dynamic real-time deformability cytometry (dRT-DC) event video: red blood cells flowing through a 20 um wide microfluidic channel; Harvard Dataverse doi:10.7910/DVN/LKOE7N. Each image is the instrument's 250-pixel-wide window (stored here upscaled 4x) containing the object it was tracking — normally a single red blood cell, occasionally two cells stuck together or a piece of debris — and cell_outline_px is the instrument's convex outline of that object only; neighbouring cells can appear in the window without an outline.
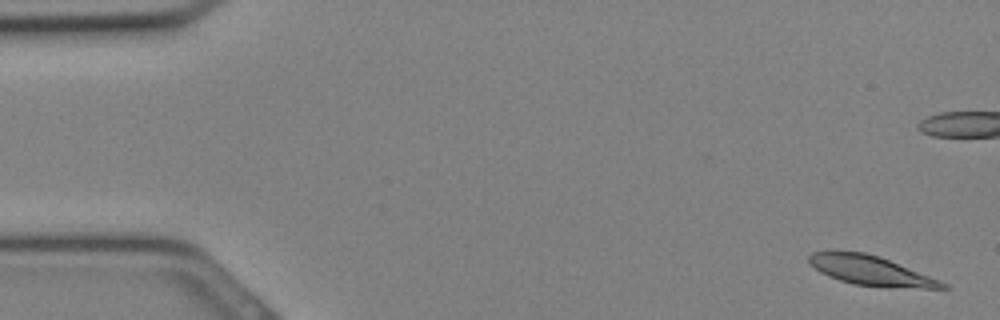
{"species": "Egyptian fruit bat (a non-hibernating species)", "species_latin": "Rousettus aegyptiacus", "temperature_condition": "cold", "stored_images_in_passage": 32, "camera_frame_rate_fps": 3000, "um_per_image_px": 0.085, "animal": {"sex": "female"}, "frame": {"image": 1, "passage_image": 1, "time_ms": 0.0, "image_size_px": [1000, 320], "cell_outline_px": [[948, 288], [924, 288], [852, 284], [840, 280], [820, 272], [808, 264], [808, 256], [812, 252], [864, 252], [880, 256], [948, 284]], "centroid_in_image_um": [73.96, 22.99], "position_along_channel_um": 11.0, "area_um2": 22.25}}
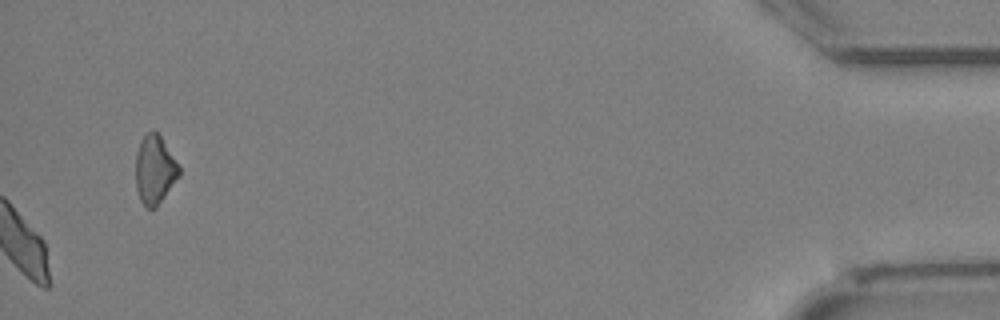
{"frame": {"image": 2, "passage_image": 32, "time_ms": 10.333, "image_size_px": [1000, 320], "cell_outline_px": [[180, 176], [156, 208], [148, 208], [140, 200], [136, 188], [136, 152], [140, 140], [148, 132], [156, 132], [160, 136], [180, 164]], "centroid_in_image_um": [13.17, 14.44], "position_along_channel_um": 422.0, "area_um2": 17.46}}